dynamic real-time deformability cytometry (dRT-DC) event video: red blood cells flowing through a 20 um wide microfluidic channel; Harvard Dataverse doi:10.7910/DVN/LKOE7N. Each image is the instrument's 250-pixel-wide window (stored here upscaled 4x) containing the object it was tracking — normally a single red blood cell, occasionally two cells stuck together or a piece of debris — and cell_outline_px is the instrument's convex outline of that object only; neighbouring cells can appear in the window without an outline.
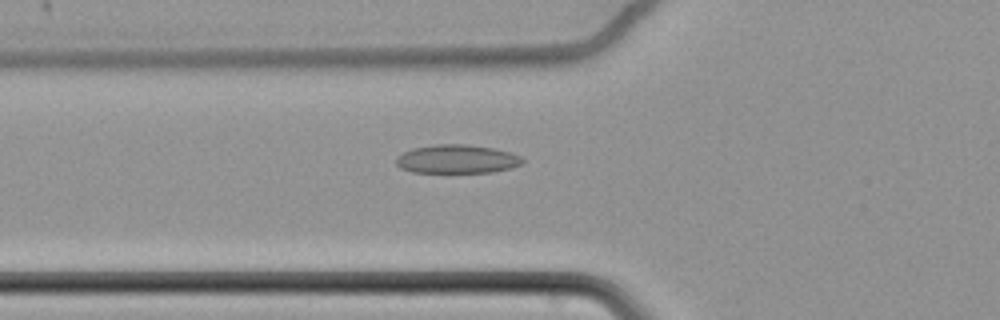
{"species": "common noctule bat (a hibernating species)", "species_latin": "Nyctalus noctula", "temperature_condition": "cold", "stored_images_in_passage": 62, "camera_frame_rate_fps": 3000, "um_per_image_px": 0.085, "animal": {"sex": "female", "body_mass_g": 22.7, "forearm_length_mm": 54.2}, "frame": {"image": 1, "passage_image": 24, "time_ms": 7.667, "image_size_px": [1000, 320], "cell_outline_px": [[524, 160], [520, 164], [512, 168], [492, 172], [448, 176], [412, 172], [400, 168], [396, 164], [396, 156], [412, 148], [436, 144], [464, 144], [492, 148], [512, 152], [520, 156]], "centroid_in_image_um": [38.8, 13.58], "position_along_channel_um": 87.0, "area_um2": 22.25}}
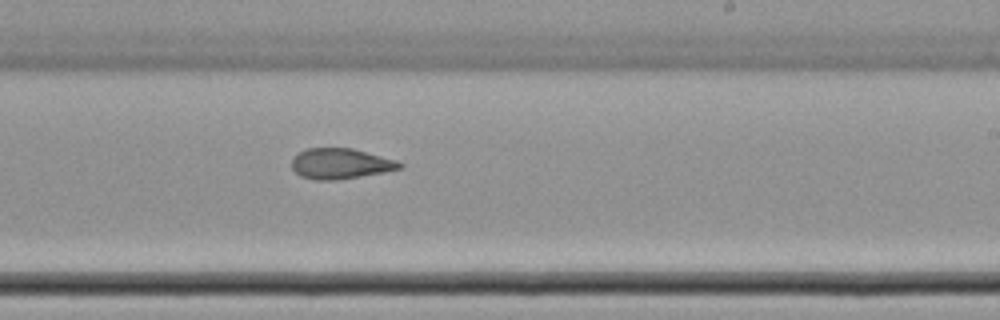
{"frame": {"image": 2, "passage_image": 39, "time_ms": 12.667, "image_size_px": [1000, 320], "cell_outline_px": [[404, 168], [384, 172], [336, 180], [316, 180], [300, 176], [292, 168], [292, 160], [300, 152], [308, 148], [352, 148], [396, 160], [404, 164]], "centroid_in_image_um": [28.97, 13.91], "position_along_channel_um": 260.0, "area_um2": 19.07}}
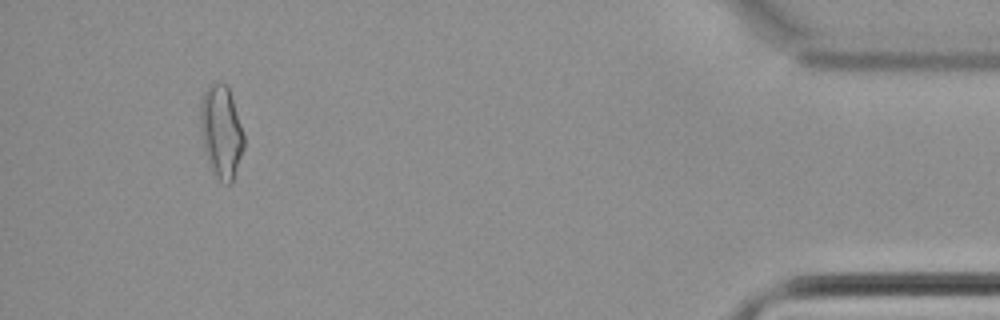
{"frame": {"image": 3, "passage_image": 58, "time_ms": 19.0, "image_size_px": [1000, 320], "cell_outline_px": [[244, 148], [232, 184], [228, 184], [220, 180], [212, 172], [200, 136], [200, 100], [208, 84], [212, 80], [228, 84], [244, 136]], "centroid_in_image_um": [18.79, 11.15], "position_along_channel_um": 416.4, "area_um2": 23.87}, "authors_computed_cell_mechanics": {"area_um2": 21.6172, "velocity_mm_per_s": 3.4622, "shape_relaxation_time_tau1_ms": null, "shape_relaxation_time_tau2_ms": 2.8317, "deformation_change_tau1": null, "deformation_change_tau2": 0.0991}}